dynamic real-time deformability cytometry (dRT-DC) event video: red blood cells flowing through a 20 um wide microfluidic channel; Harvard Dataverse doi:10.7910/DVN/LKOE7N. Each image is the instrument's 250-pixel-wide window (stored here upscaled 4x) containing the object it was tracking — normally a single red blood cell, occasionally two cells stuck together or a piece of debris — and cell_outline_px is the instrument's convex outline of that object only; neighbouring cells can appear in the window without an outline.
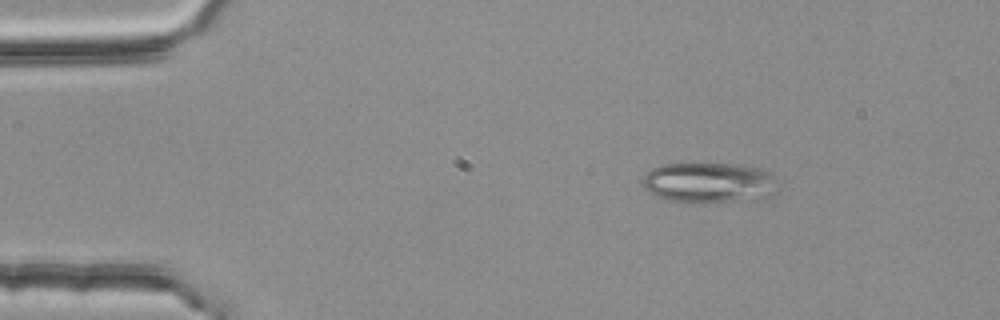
{"species": "common noctule bat (a hibernating species)", "species_latin": "Nyctalus noctula", "temperature_condition": "room temperature", "stored_images_in_passage": 46, "camera_frame_rate_fps": 3000, "um_per_image_px": 0.085, "animal": {"sex": "female", "body_mass_g": 25.1}, "frame": {"image": 1, "passage_image": 1, "time_ms": 0.0, "image_size_px": [1000, 320], "cell_outline_px": [[780, 192], [768, 196], [704, 204], [684, 204], [668, 200], [656, 196], [644, 188], [644, 176], [652, 168], [660, 164], [736, 164], [756, 168], [772, 172], [780, 188]], "centroid_in_image_um": [60.29, 15.55], "position_along_channel_um": 24.7, "area_um2": 32.31}}
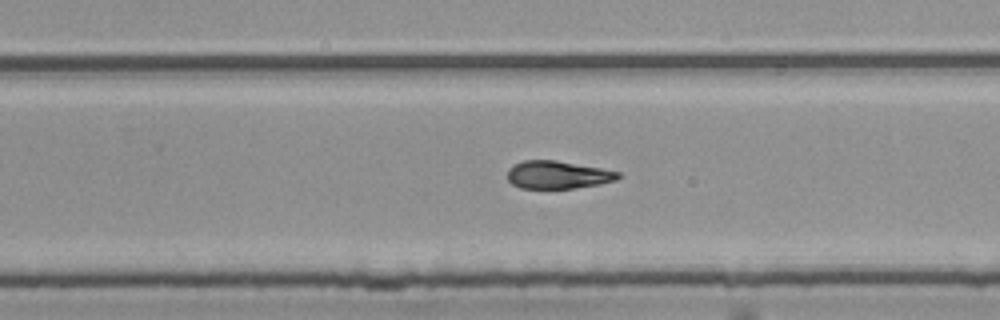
{"frame": {"image": 2, "passage_image": 27, "time_ms": 8.667, "image_size_px": [1000, 320], "cell_outline_px": [[620, 176], [616, 180], [596, 184], [572, 188], [520, 188], [512, 184], [508, 180], [508, 168], [512, 164], [524, 160], [556, 160], [600, 168], [620, 172]], "centroid_in_image_um": [47.35, 14.85], "position_along_channel_um": 282.4, "area_um2": 17.8}}
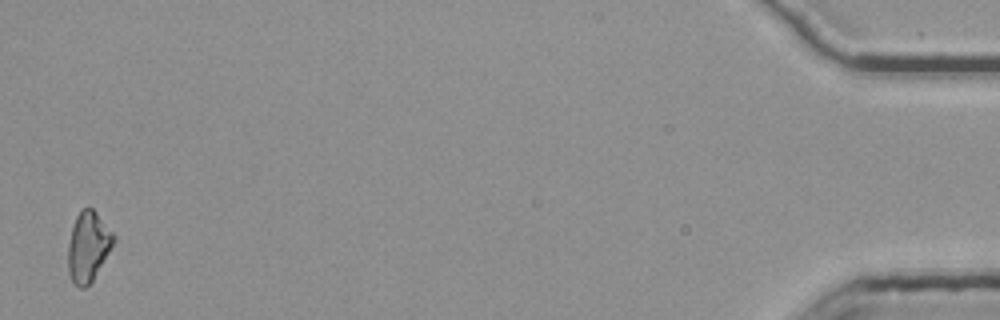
{"frame": {"image": 3, "passage_image": 46, "time_ms": 15.0, "image_size_px": [1000, 320], "cell_outline_px": [[116, 240], [92, 280], [84, 288], [80, 288], [72, 280], [68, 272], [68, 244], [72, 228], [76, 216], [80, 208], [92, 208], [96, 212], [116, 236]], "centroid_in_image_um": [7.49, 20.93], "position_along_channel_um": 427.7, "area_um2": 18.38}, "authors_computed_cell_mechanics": {"area_um2": 18.7272, "velocity_mm_per_s": 3.8029, "shape_relaxation_time_tau1_ms": 4.5145, "shape_relaxation_time_tau2_ms": 4.3428, "deformation_change_tau1": 0.1643, "deformation_change_tau2": 0.1218}}